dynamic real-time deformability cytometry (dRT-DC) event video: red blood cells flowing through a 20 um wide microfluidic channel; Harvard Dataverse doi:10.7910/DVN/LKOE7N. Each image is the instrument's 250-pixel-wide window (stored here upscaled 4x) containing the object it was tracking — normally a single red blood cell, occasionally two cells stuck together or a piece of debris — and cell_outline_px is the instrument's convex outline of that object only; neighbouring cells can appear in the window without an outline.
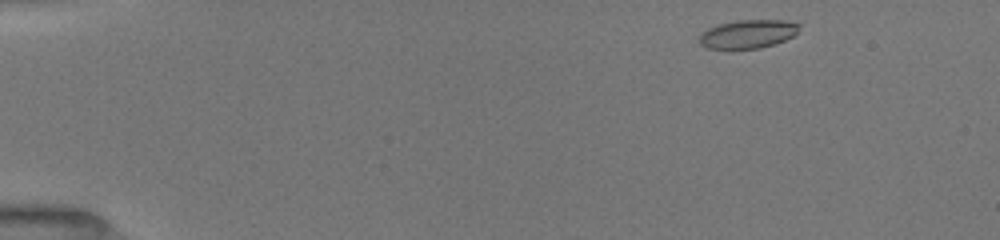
{"species": "common noctule bat (a hibernating species)", "species_latin": "Nyctalus noctula", "temperature_condition": "room temperature", "stored_images_in_passage": 52, "camera_frame_rate_fps": 3000, "um_per_image_px": 0.085, "animal": {"sex": "female", "body_mass_g": 19.5, "forearm_length_mm": 54.1}, "frame": {"image": 1, "passage_image": 1, "time_ms": 0.0, "image_size_px": [1000, 240], "cell_outline_px": [[800, 24], [796, 32], [792, 36], [784, 40], [760, 48], [728, 52], [704, 48], [700, 44], [700, 32], [716, 24], [740, 20], [784, 20]], "centroid_in_image_um": [63.45, 2.94], "position_along_channel_um": 21.5, "area_um2": 17.22}}
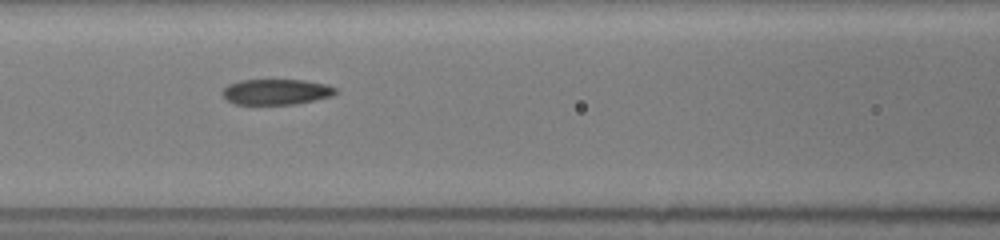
{"frame": {"image": 2, "passage_image": 24, "time_ms": 5.667, "image_size_px": [1000, 240], "cell_outline_px": [[336, 92], [332, 96], [296, 104], [236, 104], [228, 100], [220, 92], [228, 84], [240, 80], [304, 80], [328, 84], [336, 88]], "centroid_in_image_um": [23.48, 7.8], "position_along_channel_um": 143.1, "area_um2": 16.88}}
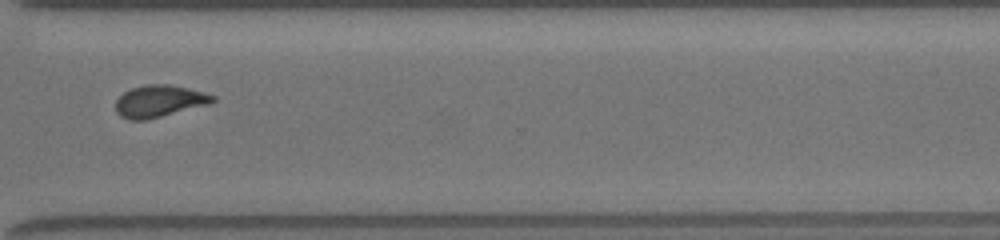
{"frame": {"image": 3, "passage_image": 51, "time_ms": 11.0, "image_size_px": [1000, 240], "cell_outline_px": [[216, 100], [208, 104], [144, 120], [128, 120], [120, 116], [116, 112], [116, 100], [124, 92], [132, 88], [144, 84], [168, 84], [188, 88], [204, 92], [216, 96]], "centroid_in_image_um": [13.52, 8.58], "position_along_channel_um": 357.1, "area_um2": 17.92}}